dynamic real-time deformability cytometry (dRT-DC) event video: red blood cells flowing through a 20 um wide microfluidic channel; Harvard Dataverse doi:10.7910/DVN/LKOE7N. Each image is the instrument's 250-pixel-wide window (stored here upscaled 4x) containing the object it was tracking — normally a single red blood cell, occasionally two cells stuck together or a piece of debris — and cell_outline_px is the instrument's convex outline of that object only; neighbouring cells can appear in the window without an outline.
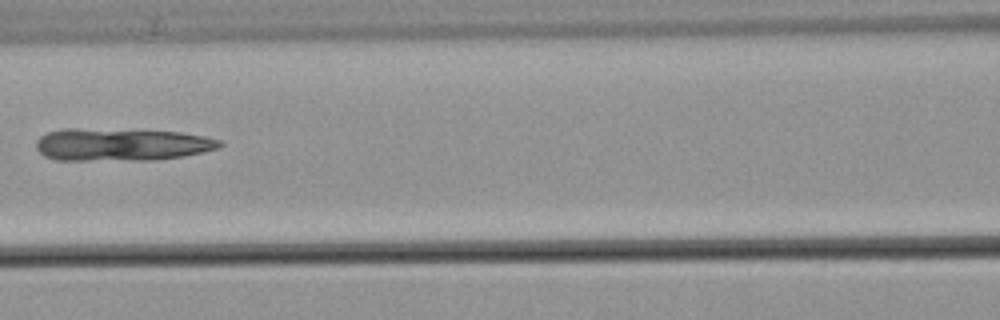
{"species": "common noctule bat (a hibernating species)", "species_latin": "Nyctalus noctula", "temperature_condition": "warm", "stored_images_in_passage": 6, "camera_frame_rate_fps": 3000, "um_per_image_px": 0.085, "animal": {"sex": "male", "body_mass_g": 21.5, "forearm_length_mm": 52.0}, "frame": {"image": 1, "passage_image": 6, "time_ms": 7.333, "image_size_px": [1000, 320], "cell_outline_px": [[224, 144], [220, 148], [184, 156], [148, 160], [56, 160], [44, 156], [36, 148], [36, 140], [40, 136], [48, 132], [64, 128], [76, 128], [180, 132], [204, 136], [220, 140]], "centroid_in_image_um": [10.3, 12.29], "position_along_channel_um": 156.3, "area_um2": 34.85}}